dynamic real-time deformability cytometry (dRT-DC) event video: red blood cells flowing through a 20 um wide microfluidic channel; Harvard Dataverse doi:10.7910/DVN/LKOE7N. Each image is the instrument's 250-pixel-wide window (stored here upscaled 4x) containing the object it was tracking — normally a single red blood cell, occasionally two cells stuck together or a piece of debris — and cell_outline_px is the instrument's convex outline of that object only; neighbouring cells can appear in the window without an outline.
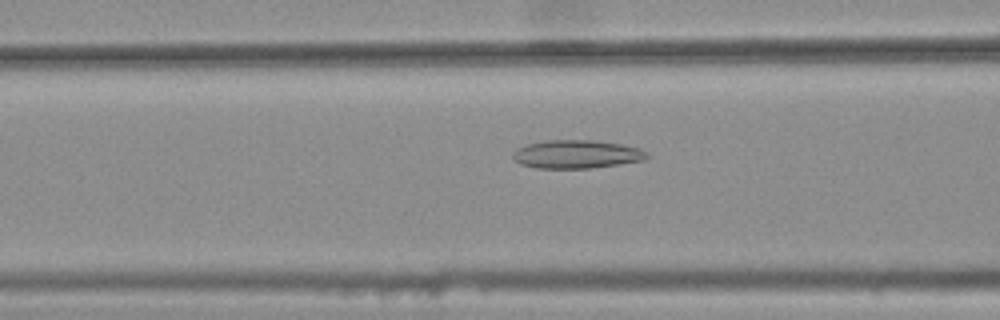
{"species": "common noctule bat (a hibernating species)", "species_latin": "Nyctalus noctula", "temperature_condition": "warm", "stored_images_in_passage": 47, "camera_frame_rate_fps": 3000, "um_per_image_px": 0.085, "animal": {"sex": "female", "body_mass_g": 25.1}, "frame": {"image": 1, "passage_image": 20, "time_ms": 6.333, "image_size_px": [1000, 320], "cell_outline_px": [[648, 156], [644, 160], [592, 168], [536, 168], [520, 164], [512, 156], [512, 152], [516, 148], [528, 144], [548, 140], [596, 140], [620, 144], [640, 148]], "centroid_in_image_um": [48.98, 13.11], "position_along_channel_um": 117.6, "area_um2": 22.02}}
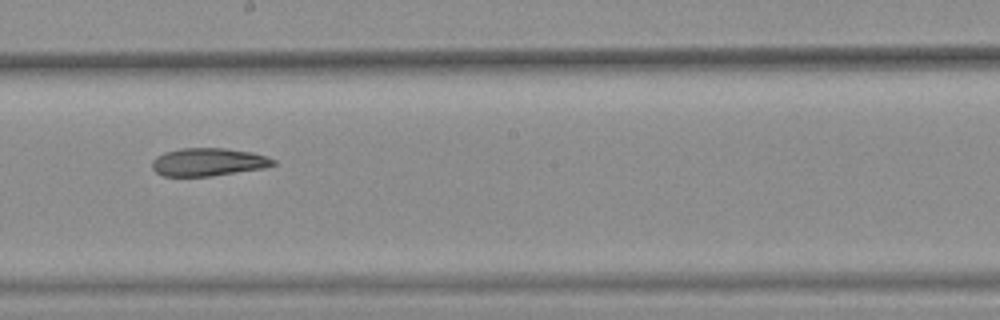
{"frame": {"image": 2, "passage_image": 29, "time_ms": 9.333, "image_size_px": [1000, 320], "cell_outline_px": [[276, 164], [264, 168], [212, 176], [164, 176], [156, 172], [152, 168], [152, 160], [156, 156], [164, 152], [180, 148], [224, 148], [252, 152], [276, 160]], "centroid_in_image_um": [17.68, 13.77], "position_along_channel_um": 230.5, "area_um2": 19.77}}
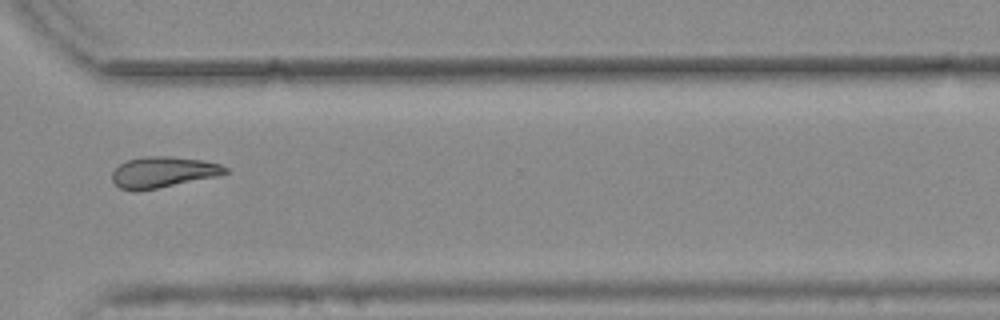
{"frame": {"image": 3, "passage_image": 39, "time_ms": 12.667, "image_size_px": [1000, 320], "cell_outline_px": [[228, 172], [216, 176], [136, 192], [120, 188], [112, 180], [112, 172], [120, 164], [128, 160], [144, 156], [168, 156], [204, 160], [220, 164], [228, 168]], "centroid_in_image_um": [13.84, 14.63], "position_along_channel_um": 356.8, "area_um2": 20.23}, "authors_computed_cell_mechanics": {"area_um2": 20.6346, "velocity_mm_per_s": 3.7685, "shape_relaxation_time_tau1_ms": null, "shape_relaxation_time_tau2_ms": 5.4259, "deformation_change_tau1": null, "deformation_change_tau2": 0.1296}}